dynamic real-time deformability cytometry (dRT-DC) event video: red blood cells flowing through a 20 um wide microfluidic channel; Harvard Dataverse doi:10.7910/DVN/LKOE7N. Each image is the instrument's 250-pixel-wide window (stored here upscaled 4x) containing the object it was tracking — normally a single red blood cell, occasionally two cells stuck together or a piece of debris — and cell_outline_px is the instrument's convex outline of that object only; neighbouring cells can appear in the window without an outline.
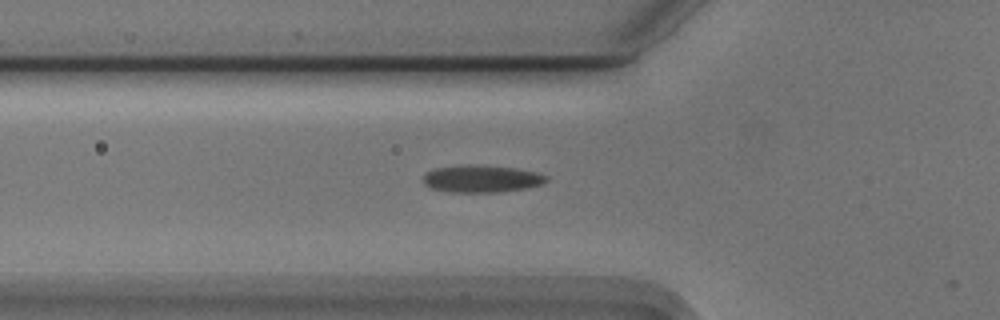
{"species": "Egyptian fruit bat (a non-hibernating species)", "species_latin": "Rousettus aegyptiacus", "temperature_condition": "cold", "stored_images_in_passage": 19, "camera_frame_rate_fps": 3000, "um_per_image_px": 0.085, "animal": {"sex": "male"}, "frame": {"image": 1, "passage_image": 18, "time_ms": 5.667, "image_size_px": [1000, 320], "cell_outline_px": [[548, 180], [544, 184], [524, 188], [500, 192], [448, 192], [428, 188], [424, 184], [424, 172], [436, 168], [468, 164], [472, 164], [516, 168], [536, 172], [548, 176]], "centroid_in_image_um": [40.92, 15.19], "position_along_channel_um": 84.9, "area_um2": 19.77}}